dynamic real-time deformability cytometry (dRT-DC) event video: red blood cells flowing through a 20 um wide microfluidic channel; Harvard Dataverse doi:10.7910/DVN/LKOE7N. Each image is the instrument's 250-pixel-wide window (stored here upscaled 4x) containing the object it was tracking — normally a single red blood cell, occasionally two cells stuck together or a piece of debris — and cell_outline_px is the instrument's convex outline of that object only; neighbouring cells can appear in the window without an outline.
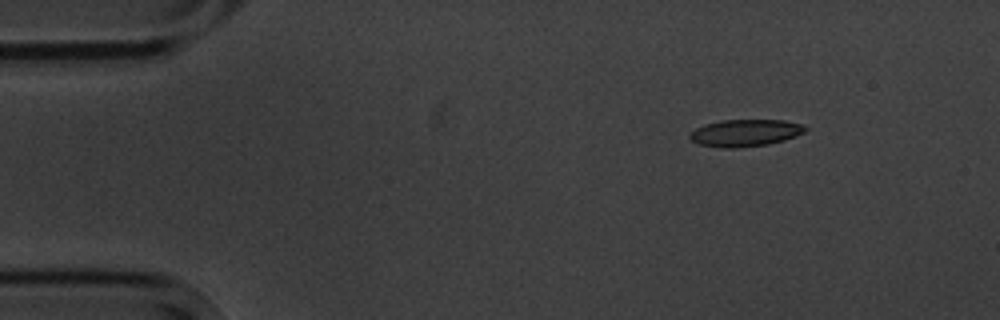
{"species": "common noctule bat (a hibernating species)", "species_latin": "Nyctalus noctula", "temperature_condition": "cold", "stored_images_in_passage": 11, "camera_frame_rate_fps": 3000, "um_per_image_px": 0.085, "animal": {"sex": "male", "body_mass_g": 20.1, "forearm_length_mm": 53.5}, "frame": {"image": 1, "passage_image": 1, "time_ms": 0.0, "image_size_px": [1000, 320], "cell_outline_px": [[808, 128], [804, 132], [796, 136], [784, 140], [768, 144], [736, 148], [724, 148], [700, 144], [688, 140], [688, 136], [696, 128], [704, 124], [720, 120], [784, 120], [804, 124]], "centroid_in_image_um": [63.34, 11.29], "position_along_channel_um": 21.7, "area_um2": 18.32}}
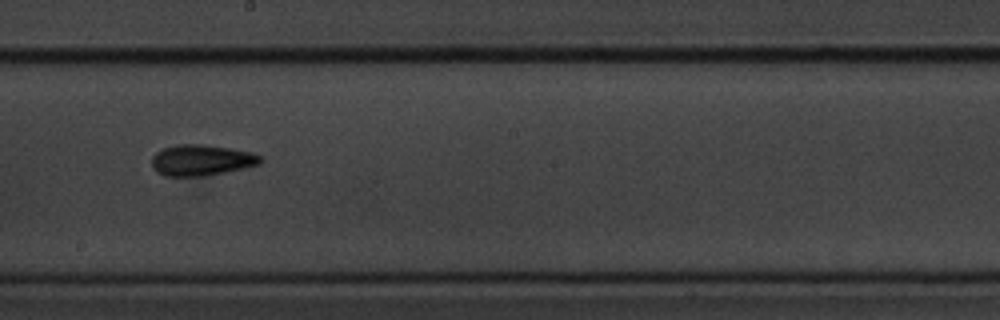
{"frame": {"image": 2, "passage_image": 7, "time_ms": 8.0, "image_size_px": [1000, 320], "cell_outline_px": [[264, 160], [260, 164], [244, 168], [204, 176], [164, 176], [156, 172], [152, 168], [152, 156], [156, 152], [164, 148], [180, 144], [204, 144], [232, 148], [252, 152], [264, 156]], "centroid_in_image_um": [17.15, 13.61], "position_along_channel_um": 231.0, "area_um2": 19.88}}
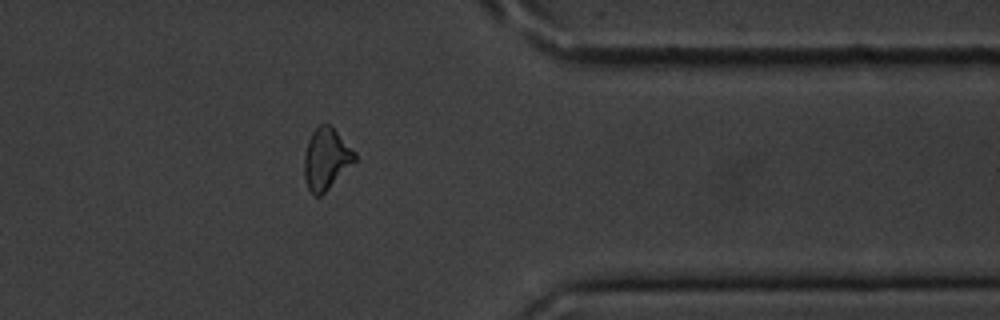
{"frame": {"image": 3, "passage_image": 11, "time_ms": 12.667, "image_size_px": [1000, 320], "cell_outline_px": [[356, 160], [320, 196], [312, 196], [308, 188], [304, 176], [304, 156], [308, 140], [312, 132], [324, 120], [332, 124], [356, 152]], "centroid_in_image_um": [27.72, 13.44], "position_along_channel_um": 383.7, "area_um2": 18.32}, "authors_computed_cell_mechanics": {"area_um2": 18.496, "velocity_mm_per_s": 3.5335, "shape_relaxation_time_tau1_ms": 8.397, "shape_relaxation_time_tau2_ms": 3.0114, "deformation_change_tau1": 0.1219, "deformation_change_tau2": 0.1071}}